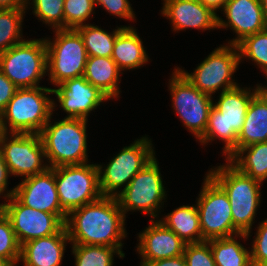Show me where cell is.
Wrapping results in <instances>:
<instances>
[{"mask_svg": "<svg viewBox=\"0 0 267 266\" xmlns=\"http://www.w3.org/2000/svg\"><path fill=\"white\" fill-rule=\"evenodd\" d=\"M125 221L116 197L102 196L70 211L64 224L71 244L111 246L125 255Z\"/></svg>", "mask_w": 267, "mask_h": 266, "instance_id": "6da1fadb", "label": "cell"}, {"mask_svg": "<svg viewBox=\"0 0 267 266\" xmlns=\"http://www.w3.org/2000/svg\"><path fill=\"white\" fill-rule=\"evenodd\" d=\"M258 91V83L254 88L239 85L219 93L217 99L213 97L207 127L204 135L197 141L198 144L205 148L213 141L221 140L224 145L220 153L225 158L237 146L238 134L244 125L249 104Z\"/></svg>", "mask_w": 267, "mask_h": 266, "instance_id": "7a4b0ae2", "label": "cell"}, {"mask_svg": "<svg viewBox=\"0 0 267 266\" xmlns=\"http://www.w3.org/2000/svg\"><path fill=\"white\" fill-rule=\"evenodd\" d=\"M226 163H219L213 166L206 173L225 191L227 194L234 229L238 233H246L252 237V228L258 214L262 198V185L258 180L242 173L229 160ZM262 199V200H261Z\"/></svg>", "mask_w": 267, "mask_h": 266, "instance_id": "3957f363", "label": "cell"}, {"mask_svg": "<svg viewBox=\"0 0 267 266\" xmlns=\"http://www.w3.org/2000/svg\"><path fill=\"white\" fill-rule=\"evenodd\" d=\"M53 118L39 132L49 168L90 162L88 120L64 117L53 122Z\"/></svg>", "mask_w": 267, "mask_h": 266, "instance_id": "277c9868", "label": "cell"}, {"mask_svg": "<svg viewBox=\"0 0 267 266\" xmlns=\"http://www.w3.org/2000/svg\"><path fill=\"white\" fill-rule=\"evenodd\" d=\"M52 94L51 87L17 88L0 114L2 132L39 133L54 116Z\"/></svg>", "mask_w": 267, "mask_h": 266, "instance_id": "5b68a950", "label": "cell"}, {"mask_svg": "<svg viewBox=\"0 0 267 266\" xmlns=\"http://www.w3.org/2000/svg\"><path fill=\"white\" fill-rule=\"evenodd\" d=\"M152 142V139L145 134L119 150L109 159L108 164L97 163L102 196L116 197L128 186L132 178L156 156L155 146Z\"/></svg>", "mask_w": 267, "mask_h": 266, "instance_id": "8992f818", "label": "cell"}, {"mask_svg": "<svg viewBox=\"0 0 267 266\" xmlns=\"http://www.w3.org/2000/svg\"><path fill=\"white\" fill-rule=\"evenodd\" d=\"M156 156L143 167L128 186L116 196L121 210L127 218L128 212H141L150 219H158L168 198L163 176ZM165 202V203H164ZM163 207V208H162Z\"/></svg>", "mask_w": 267, "mask_h": 266, "instance_id": "52a82bcc", "label": "cell"}, {"mask_svg": "<svg viewBox=\"0 0 267 266\" xmlns=\"http://www.w3.org/2000/svg\"><path fill=\"white\" fill-rule=\"evenodd\" d=\"M54 36L45 37L47 46V76L57 86L66 80L81 77L85 71L87 51L76 29L51 30Z\"/></svg>", "mask_w": 267, "mask_h": 266, "instance_id": "ba28073f", "label": "cell"}, {"mask_svg": "<svg viewBox=\"0 0 267 266\" xmlns=\"http://www.w3.org/2000/svg\"><path fill=\"white\" fill-rule=\"evenodd\" d=\"M240 64L237 46L224 43L212 50L203 61L198 63L193 72L189 73L178 65L176 68L199 91L213 97L217 92L219 94L240 85L235 81L234 75L239 70Z\"/></svg>", "mask_w": 267, "mask_h": 266, "instance_id": "9c48e42d", "label": "cell"}, {"mask_svg": "<svg viewBox=\"0 0 267 266\" xmlns=\"http://www.w3.org/2000/svg\"><path fill=\"white\" fill-rule=\"evenodd\" d=\"M0 70L17 88L40 87L47 76L45 39L28 38L0 53Z\"/></svg>", "mask_w": 267, "mask_h": 266, "instance_id": "30bf717a", "label": "cell"}, {"mask_svg": "<svg viewBox=\"0 0 267 266\" xmlns=\"http://www.w3.org/2000/svg\"><path fill=\"white\" fill-rule=\"evenodd\" d=\"M171 75L167 88L173 112L198 141L205 133L213 97L199 91L176 67Z\"/></svg>", "mask_w": 267, "mask_h": 266, "instance_id": "8fae6325", "label": "cell"}, {"mask_svg": "<svg viewBox=\"0 0 267 266\" xmlns=\"http://www.w3.org/2000/svg\"><path fill=\"white\" fill-rule=\"evenodd\" d=\"M55 181L60 205L67 214L102 197L97 163L56 167Z\"/></svg>", "mask_w": 267, "mask_h": 266, "instance_id": "7c38bea8", "label": "cell"}, {"mask_svg": "<svg viewBox=\"0 0 267 266\" xmlns=\"http://www.w3.org/2000/svg\"><path fill=\"white\" fill-rule=\"evenodd\" d=\"M196 197L202 241L239 234L234 229L230 201L225 191L205 174Z\"/></svg>", "mask_w": 267, "mask_h": 266, "instance_id": "4fadbf2b", "label": "cell"}, {"mask_svg": "<svg viewBox=\"0 0 267 266\" xmlns=\"http://www.w3.org/2000/svg\"><path fill=\"white\" fill-rule=\"evenodd\" d=\"M0 150L12 177L25 179L49 168L39 133L2 132Z\"/></svg>", "mask_w": 267, "mask_h": 266, "instance_id": "5bb4252c", "label": "cell"}, {"mask_svg": "<svg viewBox=\"0 0 267 266\" xmlns=\"http://www.w3.org/2000/svg\"><path fill=\"white\" fill-rule=\"evenodd\" d=\"M0 209L10 220L20 245L32 239L54 235L65 226L58 215L23 205L14 195L2 201Z\"/></svg>", "mask_w": 267, "mask_h": 266, "instance_id": "9a60e30c", "label": "cell"}, {"mask_svg": "<svg viewBox=\"0 0 267 266\" xmlns=\"http://www.w3.org/2000/svg\"><path fill=\"white\" fill-rule=\"evenodd\" d=\"M53 113L62 109L69 118L89 120L91 112L110 99L98 88L90 84L83 76L69 79L52 87ZM57 108V109H56Z\"/></svg>", "mask_w": 267, "mask_h": 266, "instance_id": "2e32d148", "label": "cell"}, {"mask_svg": "<svg viewBox=\"0 0 267 266\" xmlns=\"http://www.w3.org/2000/svg\"><path fill=\"white\" fill-rule=\"evenodd\" d=\"M221 14L226 19L217 15V29L229 28L236 36L228 40L229 45H237L244 38L267 28L260 0H228Z\"/></svg>", "mask_w": 267, "mask_h": 266, "instance_id": "e0dca14e", "label": "cell"}, {"mask_svg": "<svg viewBox=\"0 0 267 266\" xmlns=\"http://www.w3.org/2000/svg\"><path fill=\"white\" fill-rule=\"evenodd\" d=\"M14 196L28 207L58 215L64 222L67 213L60 205L56 189L55 168L22 179L14 186Z\"/></svg>", "mask_w": 267, "mask_h": 266, "instance_id": "ac0fdd59", "label": "cell"}, {"mask_svg": "<svg viewBox=\"0 0 267 266\" xmlns=\"http://www.w3.org/2000/svg\"><path fill=\"white\" fill-rule=\"evenodd\" d=\"M149 223L137 234L138 244L135 246V252L140 257L139 266H145L151 261L183 255L187 243L157 219L149 220Z\"/></svg>", "mask_w": 267, "mask_h": 266, "instance_id": "d6986e66", "label": "cell"}, {"mask_svg": "<svg viewBox=\"0 0 267 266\" xmlns=\"http://www.w3.org/2000/svg\"><path fill=\"white\" fill-rule=\"evenodd\" d=\"M161 17L169 20L173 32L186 29L205 32L217 29V15L197 0H162Z\"/></svg>", "mask_w": 267, "mask_h": 266, "instance_id": "ffe728a7", "label": "cell"}, {"mask_svg": "<svg viewBox=\"0 0 267 266\" xmlns=\"http://www.w3.org/2000/svg\"><path fill=\"white\" fill-rule=\"evenodd\" d=\"M67 244L71 243L64 226L54 235L22 244L19 262L22 261L23 266H61Z\"/></svg>", "mask_w": 267, "mask_h": 266, "instance_id": "44dd1931", "label": "cell"}, {"mask_svg": "<svg viewBox=\"0 0 267 266\" xmlns=\"http://www.w3.org/2000/svg\"><path fill=\"white\" fill-rule=\"evenodd\" d=\"M267 141V98L259 90L249 104L237 146L225 157L230 160L241 148Z\"/></svg>", "mask_w": 267, "mask_h": 266, "instance_id": "7402d4cb", "label": "cell"}, {"mask_svg": "<svg viewBox=\"0 0 267 266\" xmlns=\"http://www.w3.org/2000/svg\"><path fill=\"white\" fill-rule=\"evenodd\" d=\"M136 27H125L115 39L112 59L118 68L126 71L142 68L151 59Z\"/></svg>", "mask_w": 267, "mask_h": 266, "instance_id": "603a6c76", "label": "cell"}, {"mask_svg": "<svg viewBox=\"0 0 267 266\" xmlns=\"http://www.w3.org/2000/svg\"><path fill=\"white\" fill-rule=\"evenodd\" d=\"M123 73L111 57L88 56L83 77L111 100H119Z\"/></svg>", "mask_w": 267, "mask_h": 266, "instance_id": "cb8c5ba5", "label": "cell"}, {"mask_svg": "<svg viewBox=\"0 0 267 266\" xmlns=\"http://www.w3.org/2000/svg\"><path fill=\"white\" fill-rule=\"evenodd\" d=\"M157 220L187 244L202 242V231L196 204L176 207Z\"/></svg>", "mask_w": 267, "mask_h": 266, "instance_id": "d4e9b609", "label": "cell"}, {"mask_svg": "<svg viewBox=\"0 0 267 266\" xmlns=\"http://www.w3.org/2000/svg\"><path fill=\"white\" fill-rule=\"evenodd\" d=\"M240 238L243 242L249 240L246 233L207 240L216 266H252L250 247L247 249Z\"/></svg>", "mask_w": 267, "mask_h": 266, "instance_id": "484cf974", "label": "cell"}, {"mask_svg": "<svg viewBox=\"0 0 267 266\" xmlns=\"http://www.w3.org/2000/svg\"><path fill=\"white\" fill-rule=\"evenodd\" d=\"M229 161L242 173L265 183L267 180V141L241 148Z\"/></svg>", "mask_w": 267, "mask_h": 266, "instance_id": "4316f807", "label": "cell"}, {"mask_svg": "<svg viewBox=\"0 0 267 266\" xmlns=\"http://www.w3.org/2000/svg\"><path fill=\"white\" fill-rule=\"evenodd\" d=\"M132 25H121L115 27L112 32L95 24H86L77 27L81 35L88 56L112 57L116 36L125 28Z\"/></svg>", "mask_w": 267, "mask_h": 266, "instance_id": "83f0119b", "label": "cell"}, {"mask_svg": "<svg viewBox=\"0 0 267 266\" xmlns=\"http://www.w3.org/2000/svg\"><path fill=\"white\" fill-rule=\"evenodd\" d=\"M74 256V266H114L115 256L119 259L125 255L115 247L101 245L70 244Z\"/></svg>", "mask_w": 267, "mask_h": 266, "instance_id": "f1b7e54d", "label": "cell"}, {"mask_svg": "<svg viewBox=\"0 0 267 266\" xmlns=\"http://www.w3.org/2000/svg\"><path fill=\"white\" fill-rule=\"evenodd\" d=\"M26 12L25 8L0 9V53L25 40L22 30Z\"/></svg>", "mask_w": 267, "mask_h": 266, "instance_id": "f546056e", "label": "cell"}, {"mask_svg": "<svg viewBox=\"0 0 267 266\" xmlns=\"http://www.w3.org/2000/svg\"><path fill=\"white\" fill-rule=\"evenodd\" d=\"M240 63L252 61L267 77V28L244 38L237 45ZM248 60V61H247Z\"/></svg>", "mask_w": 267, "mask_h": 266, "instance_id": "4dcf8cb0", "label": "cell"}, {"mask_svg": "<svg viewBox=\"0 0 267 266\" xmlns=\"http://www.w3.org/2000/svg\"><path fill=\"white\" fill-rule=\"evenodd\" d=\"M25 9H31L33 16L49 30L64 29V0H26Z\"/></svg>", "mask_w": 267, "mask_h": 266, "instance_id": "1f68e13d", "label": "cell"}, {"mask_svg": "<svg viewBox=\"0 0 267 266\" xmlns=\"http://www.w3.org/2000/svg\"><path fill=\"white\" fill-rule=\"evenodd\" d=\"M94 0H64V29H76L90 24L94 17Z\"/></svg>", "mask_w": 267, "mask_h": 266, "instance_id": "d6a6232c", "label": "cell"}, {"mask_svg": "<svg viewBox=\"0 0 267 266\" xmlns=\"http://www.w3.org/2000/svg\"><path fill=\"white\" fill-rule=\"evenodd\" d=\"M20 254L21 245L10 220L0 209V256L7 259L13 266H18Z\"/></svg>", "mask_w": 267, "mask_h": 266, "instance_id": "836d02e7", "label": "cell"}, {"mask_svg": "<svg viewBox=\"0 0 267 266\" xmlns=\"http://www.w3.org/2000/svg\"><path fill=\"white\" fill-rule=\"evenodd\" d=\"M183 256L187 266H216L208 241L186 244Z\"/></svg>", "mask_w": 267, "mask_h": 266, "instance_id": "e575fe53", "label": "cell"}, {"mask_svg": "<svg viewBox=\"0 0 267 266\" xmlns=\"http://www.w3.org/2000/svg\"><path fill=\"white\" fill-rule=\"evenodd\" d=\"M251 241L252 266H267V218L260 221Z\"/></svg>", "mask_w": 267, "mask_h": 266, "instance_id": "d590c367", "label": "cell"}, {"mask_svg": "<svg viewBox=\"0 0 267 266\" xmlns=\"http://www.w3.org/2000/svg\"><path fill=\"white\" fill-rule=\"evenodd\" d=\"M94 4L95 7L97 5V7L104 8L109 15L115 16V18L130 22H135L137 19L129 0H94Z\"/></svg>", "mask_w": 267, "mask_h": 266, "instance_id": "8d00e7d4", "label": "cell"}, {"mask_svg": "<svg viewBox=\"0 0 267 266\" xmlns=\"http://www.w3.org/2000/svg\"><path fill=\"white\" fill-rule=\"evenodd\" d=\"M17 87L0 70V114L6 108L9 101L13 98Z\"/></svg>", "mask_w": 267, "mask_h": 266, "instance_id": "74e56055", "label": "cell"}, {"mask_svg": "<svg viewBox=\"0 0 267 266\" xmlns=\"http://www.w3.org/2000/svg\"><path fill=\"white\" fill-rule=\"evenodd\" d=\"M9 178H11V176L8 172L7 166L2 156V152L0 150V198H4V201L14 195V187L10 190L8 189V181L10 180Z\"/></svg>", "mask_w": 267, "mask_h": 266, "instance_id": "f35d334b", "label": "cell"}, {"mask_svg": "<svg viewBox=\"0 0 267 266\" xmlns=\"http://www.w3.org/2000/svg\"><path fill=\"white\" fill-rule=\"evenodd\" d=\"M145 266H187L183 255L148 262Z\"/></svg>", "mask_w": 267, "mask_h": 266, "instance_id": "ab89813d", "label": "cell"}, {"mask_svg": "<svg viewBox=\"0 0 267 266\" xmlns=\"http://www.w3.org/2000/svg\"><path fill=\"white\" fill-rule=\"evenodd\" d=\"M207 8H209L212 12H214L216 15L217 12H221V10L224 8L226 2L228 0H197Z\"/></svg>", "mask_w": 267, "mask_h": 266, "instance_id": "60d3db41", "label": "cell"}, {"mask_svg": "<svg viewBox=\"0 0 267 266\" xmlns=\"http://www.w3.org/2000/svg\"><path fill=\"white\" fill-rule=\"evenodd\" d=\"M26 0H0V9L25 8Z\"/></svg>", "mask_w": 267, "mask_h": 266, "instance_id": "b9f144b4", "label": "cell"}, {"mask_svg": "<svg viewBox=\"0 0 267 266\" xmlns=\"http://www.w3.org/2000/svg\"><path fill=\"white\" fill-rule=\"evenodd\" d=\"M261 2V7L263 9V15L267 23V0H260Z\"/></svg>", "mask_w": 267, "mask_h": 266, "instance_id": "7bdbcfd3", "label": "cell"}, {"mask_svg": "<svg viewBox=\"0 0 267 266\" xmlns=\"http://www.w3.org/2000/svg\"><path fill=\"white\" fill-rule=\"evenodd\" d=\"M266 81L265 83L267 82V77H265ZM259 90L265 95V97L267 98V84L263 85L262 83H259Z\"/></svg>", "mask_w": 267, "mask_h": 266, "instance_id": "ee69618b", "label": "cell"}, {"mask_svg": "<svg viewBox=\"0 0 267 266\" xmlns=\"http://www.w3.org/2000/svg\"><path fill=\"white\" fill-rule=\"evenodd\" d=\"M0 266H13L7 259L0 256Z\"/></svg>", "mask_w": 267, "mask_h": 266, "instance_id": "f6af8a7d", "label": "cell"}]
</instances>
